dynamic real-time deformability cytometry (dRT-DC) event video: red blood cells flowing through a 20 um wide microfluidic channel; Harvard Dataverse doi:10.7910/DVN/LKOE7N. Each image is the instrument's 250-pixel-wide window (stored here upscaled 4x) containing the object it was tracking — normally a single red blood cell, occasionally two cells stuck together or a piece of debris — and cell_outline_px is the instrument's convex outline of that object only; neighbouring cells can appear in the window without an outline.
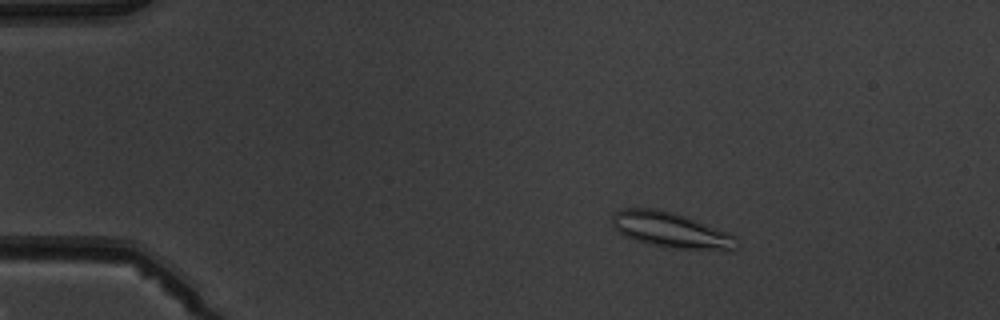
{"species": "common noctule bat (a hibernating species)", "species_latin": "Nyctalus noctula", "temperature_condition": "warm", "stored_images_in_passage": 5, "camera_frame_rate_fps": 3000, "um_per_image_px": 0.085, "animal": {"sex": "male", "body_mass_g": 19.5, "forearm_length_mm": 54.6}, "frame": {"image": 1, "passage_image": 3, "time_ms": 2.333, "image_size_px": [1000, 320], "cell_outline_px": [[736, 248], [732, 252], [664, 248], [636, 240], [624, 236], [612, 224], [612, 216], [616, 212], [624, 208], [656, 208], [672, 212], [684, 216], [728, 232], [736, 236]], "centroid_in_image_um": [57.08, 19.59], "position_along_channel_um": 27.9, "area_um2": 26.01}}